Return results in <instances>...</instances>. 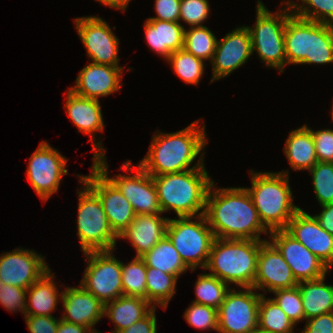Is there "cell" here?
<instances>
[{
	"label": "cell",
	"mask_w": 333,
	"mask_h": 333,
	"mask_svg": "<svg viewBox=\"0 0 333 333\" xmlns=\"http://www.w3.org/2000/svg\"><path fill=\"white\" fill-rule=\"evenodd\" d=\"M214 183L207 194L204 215L215 238L263 240L260 234H270L246 188L216 189Z\"/></svg>",
	"instance_id": "6da1fadb"
},
{
	"label": "cell",
	"mask_w": 333,
	"mask_h": 333,
	"mask_svg": "<svg viewBox=\"0 0 333 333\" xmlns=\"http://www.w3.org/2000/svg\"><path fill=\"white\" fill-rule=\"evenodd\" d=\"M199 121L174 133L155 132L148 153L138 164L151 176L205 168L203 158L206 152L203 151L208 140L205 124L200 127ZM201 153L197 163L190 168Z\"/></svg>",
	"instance_id": "7a4b0ae2"
},
{
	"label": "cell",
	"mask_w": 333,
	"mask_h": 333,
	"mask_svg": "<svg viewBox=\"0 0 333 333\" xmlns=\"http://www.w3.org/2000/svg\"><path fill=\"white\" fill-rule=\"evenodd\" d=\"M152 178L163 214L170 210L174 211L177 217H195L205 213L207 194L213 182L206 168Z\"/></svg>",
	"instance_id": "3957f363"
},
{
	"label": "cell",
	"mask_w": 333,
	"mask_h": 333,
	"mask_svg": "<svg viewBox=\"0 0 333 333\" xmlns=\"http://www.w3.org/2000/svg\"><path fill=\"white\" fill-rule=\"evenodd\" d=\"M251 170L249 192L263 225L271 232L286 229L289 221L300 209L293 203L289 185V171L254 172Z\"/></svg>",
	"instance_id": "277c9868"
},
{
	"label": "cell",
	"mask_w": 333,
	"mask_h": 333,
	"mask_svg": "<svg viewBox=\"0 0 333 333\" xmlns=\"http://www.w3.org/2000/svg\"><path fill=\"white\" fill-rule=\"evenodd\" d=\"M265 240L215 238L204 269L228 285L253 287L257 256Z\"/></svg>",
	"instance_id": "5b68a950"
},
{
	"label": "cell",
	"mask_w": 333,
	"mask_h": 333,
	"mask_svg": "<svg viewBox=\"0 0 333 333\" xmlns=\"http://www.w3.org/2000/svg\"><path fill=\"white\" fill-rule=\"evenodd\" d=\"M284 43L286 65L333 63V29L327 23L292 14L286 22Z\"/></svg>",
	"instance_id": "8992f818"
},
{
	"label": "cell",
	"mask_w": 333,
	"mask_h": 333,
	"mask_svg": "<svg viewBox=\"0 0 333 333\" xmlns=\"http://www.w3.org/2000/svg\"><path fill=\"white\" fill-rule=\"evenodd\" d=\"M256 6L255 25L246 26L251 37L252 52L256 51L266 67L275 68L283 73L286 66L284 33L292 10L285 7L271 13L260 0Z\"/></svg>",
	"instance_id": "52a82bcc"
},
{
	"label": "cell",
	"mask_w": 333,
	"mask_h": 333,
	"mask_svg": "<svg viewBox=\"0 0 333 333\" xmlns=\"http://www.w3.org/2000/svg\"><path fill=\"white\" fill-rule=\"evenodd\" d=\"M77 177L79 183L84 184L77 192L79 198L77 234L82 252L115 250L118 236L111 229L101 200L81 180V175L78 174Z\"/></svg>",
	"instance_id": "ba28073f"
},
{
	"label": "cell",
	"mask_w": 333,
	"mask_h": 333,
	"mask_svg": "<svg viewBox=\"0 0 333 333\" xmlns=\"http://www.w3.org/2000/svg\"><path fill=\"white\" fill-rule=\"evenodd\" d=\"M177 218H169L166 236L191 271L194 272L198 266L204 270L215 240L205 215Z\"/></svg>",
	"instance_id": "9c48e42d"
},
{
	"label": "cell",
	"mask_w": 333,
	"mask_h": 333,
	"mask_svg": "<svg viewBox=\"0 0 333 333\" xmlns=\"http://www.w3.org/2000/svg\"><path fill=\"white\" fill-rule=\"evenodd\" d=\"M93 164L118 188V190L129 200L136 215L138 214H162L159 205L157 190L153 178L139 164L134 166L132 160H126L120 170L131 172L135 169L133 175L108 176V164L106 156H97L93 158Z\"/></svg>",
	"instance_id": "30bf717a"
},
{
	"label": "cell",
	"mask_w": 333,
	"mask_h": 333,
	"mask_svg": "<svg viewBox=\"0 0 333 333\" xmlns=\"http://www.w3.org/2000/svg\"><path fill=\"white\" fill-rule=\"evenodd\" d=\"M109 251L83 253L87 267L80 285L104 305L123 296L121 261Z\"/></svg>",
	"instance_id": "8fae6325"
},
{
	"label": "cell",
	"mask_w": 333,
	"mask_h": 333,
	"mask_svg": "<svg viewBox=\"0 0 333 333\" xmlns=\"http://www.w3.org/2000/svg\"><path fill=\"white\" fill-rule=\"evenodd\" d=\"M240 289H230L218 309L219 333H252L258 330V307L262 294L253 287Z\"/></svg>",
	"instance_id": "7c38bea8"
},
{
	"label": "cell",
	"mask_w": 333,
	"mask_h": 333,
	"mask_svg": "<svg viewBox=\"0 0 333 333\" xmlns=\"http://www.w3.org/2000/svg\"><path fill=\"white\" fill-rule=\"evenodd\" d=\"M66 165V157L47 141H42L30 157L26 171L28 181L43 202L58 192L63 175L68 174Z\"/></svg>",
	"instance_id": "4fadbf2b"
},
{
	"label": "cell",
	"mask_w": 333,
	"mask_h": 333,
	"mask_svg": "<svg viewBox=\"0 0 333 333\" xmlns=\"http://www.w3.org/2000/svg\"><path fill=\"white\" fill-rule=\"evenodd\" d=\"M78 35L92 63L119 66V39L101 17L86 16L74 20Z\"/></svg>",
	"instance_id": "5bb4252c"
},
{
	"label": "cell",
	"mask_w": 333,
	"mask_h": 333,
	"mask_svg": "<svg viewBox=\"0 0 333 333\" xmlns=\"http://www.w3.org/2000/svg\"><path fill=\"white\" fill-rule=\"evenodd\" d=\"M81 180L98 195L112 231L120 236L136 215L129 200L94 164Z\"/></svg>",
	"instance_id": "9a60e30c"
},
{
	"label": "cell",
	"mask_w": 333,
	"mask_h": 333,
	"mask_svg": "<svg viewBox=\"0 0 333 333\" xmlns=\"http://www.w3.org/2000/svg\"><path fill=\"white\" fill-rule=\"evenodd\" d=\"M269 239L280 251L298 282L318 279L327 274L329 268L285 229L271 231Z\"/></svg>",
	"instance_id": "2e32d148"
},
{
	"label": "cell",
	"mask_w": 333,
	"mask_h": 333,
	"mask_svg": "<svg viewBox=\"0 0 333 333\" xmlns=\"http://www.w3.org/2000/svg\"><path fill=\"white\" fill-rule=\"evenodd\" d=\"M44 258L23 247L4 252L0 255V279L4 284L28 289L50 269Z\"/></svg>",
	"instance_id": "e0dca14e"
},
{
	"label": "cell",
	"mask_w": 333,
	"mask_h": 333,
	"mask_svg": "<svg viewBox=\"0 0 333 333\" xmlns=\"http://www.w3.org/2000/svg\"><path fill=\"white\" fill-rule=\"evenodd\" d=\"M252 54L251 37L246 26L237 27L227 33L222 39L217 40L215 53L210 63L213 69L210 83L229 76L245 64Z\"/></svg>",
	"instance_id": "ac0fdd59"
},
{
	"label": "cell",
	"mask_w": 333,
	"mask_h": 333,
	"mask_svg": "<svg viewBox=\"0 0 333 333\" xmlns=\"http://www.w3.org/2000/svg\"><path fill=\"white\" fill-rule=\"evenodd\" d=\"M297 285L298 281L280 251L271 241L265 240L257 256V273L253 288L273 292Z\"/></svg>",
	"instance_id": "d6986e66"
},
{
	"label": "cell",
	"mask_w": 333,
	"mask_h": 333,
	"mask_svg": "<svg viewBox=\"0 0 333 333\" xmlns=\"http://www.w3.org/2000/svg\"><path fill=\"white\" fill-rule=\"evenodd\" d=\"M285 230L315 254L329 269L333 266V235L320 226L314 215L300 208Z\"/></svg>",
	"instance_id": "ffe728a7"
},
{
	"label": "cell",
	"mask_w": 333,
	"mask_h": 333,
	"mask_svg": "<svg viewBox=\"0 0 333 333\" xmlns=\"http://www.w3.org/2000/svg\"><path fill=\"white\" fill-rule=\"evenodd\" d=\"M64 107L68 117L78 128V132H83L85 135L90 134L91 138L89 141L93 142V158L104 156L106 149L103 148L101 140L97 142L95 140V136L97 135L95 132H102L104 130V121L99 100L79 96L68 89Z\"/></svg>",
	"instance_id": "44dd1931"
},
{
	"label": "cell",
	"mask_w": 333,
	"mask_h": 333,
	"mask_svg": "<svg viewBox=\"0 0 333 333\" xmlns=\"http://www.w3.org/2000/svg\"><path fill=\"white\" fill-rule=\"evenodd\" d=\"M123 67L90 63L78 74L74 87L69 89L75 94L90 99L108 96L119 91Z\"/></svg>",
	"instance_id": "7402d4cb"
},
{
	"label": "cell",
	"mask_w": 333,
	"mask_h": 333,
	"mask_svg": "<svg viewBox=\"0 0 333 333\" xmlns=\"http://www.w3.org/2000/svg\"><path fill=\"white\" fill-rule=\"evenodd\" d=\"M62 320L89 328L98 333L94 326L104 316V304L80 284L78 287H66L62 295ZM94 328V329H93Z\"/></svg>",
	"instance_id": "603a6c76"
},
{
	"label": "cell",
	"mask_w": 333,
	"mask_h": 333,
	"mask_svg": "<svg viewBox=\"0 0 333 333\" xmlns=\"http://www.w3.org/2000/svg\"><path fill=\"white\" fill-rule=\"evenodd\" d=\"M162 214H138L118 236L130 241L136 250V257L143 256L166 236L169 218Z\"/></svg>",
	"instance_id": "cb8c5ba5"
},
{
	"label": "cell",
	"mask_w": 333,
	"mask_h": 333,
	"mask_svg": "<svg viewBox=\"0 0 333 333\" xmlns=\"http://www.w3.org/2000/svg\"><path fill=\"white\" fill-rule=\"evenodd\" d=\"M144 30L150 48L165 60L171 53L183 49L185 27L180 22L147 19Z\"/></svg>",
	"instance_id": "d4e9b609"
},
{
	"label": "cell",
	"mask_w": 333,
	"mask_h": 333,
	"mask_svg": "<svg viewBox=\"0 0 333 333\" xmlns=\"http://www.w3.org/2000/svg\"><path fill=\"white\" fill-rule=\"evenodd\" d=\"M54 278L49 269L27 289L26 315L52 316V311L56 310L59 303V297L61 299L63 295V291L59 294Z\"/></svg>",
	"instance_id": "484cf974"
},
{
	"label": "cell",
	"mask_w": 333,
	"mask_h": 333,
	"mask_svg": "<svg viewBox=\"0 0 333 333\" xmlns=\"http://www.w3.org/2000/svg\"><path fill=\"white\" fill-rule=\"evenodd\" d=\"M153 308L143 298L121 296L104 305V315L115 324L111 333H117L144 318Z\"/></svg>",
	"instance_id": "4316f807"
},
{
	"label": "cell",
	"mask_w": 333,
	"mask_h": 333,
	"mask_svg": "<svg viewBox=\"0 0 333 333\" xmlns=\"http://www.w3.org/2000/svg\"><path fill=\"white\" fill-rule=\"evenodd\" d=\"M283 149L294 170L309 171L318 162L313 135L306 124L289 133Z\"/></svg>",
	"instance_id": "83f0119b"
},
{
	"label": "cell",
	"mask_w": 333,
	"mask_h": 333,
	"mask_svg": "<svg viewBox=\"0 0 333 333\" xmlns=\"http://www.w3.org/2000/svg\"><path fill=\"white\" fill-rule=\"evenodd\" d=\"M325 277L298 282L305 320L333 312V285H326Z\"/></svg>",
	"instance_id": "f1b7e54d"
},
{
	"label": "cell",
	"mask_w": 333,
	"mask_h": 333,
	"mask_svg": "<svg viewBox=\"0 0 333 333\" xmlns=\"http://www.w3.org/2000/svg\"><path fill=\"white\" fill-rule=\"evenodd\" d=\"M141 258L144 260L146 267L159 269L165 273L176 275L178 278L182 273L184 274L187 270H190L167 236Z\"/></svg>",
	"instance_id": "f546056e"
},
{
	"label": "cell",
	"mask_w": 333,
	"mask_h": 333,
	"mask_svg": "<svg viewBox=\"0 0 333 333\" xmlns=\"http://www.w3.org/2000/svg\"><path fill=\"white\" fill-rule=\"evenodd\" d=\"M178 277L159 269L146 267V300L153 306L167 308L169 301L176 292Z\"/></svg>",
	"instance_id": "4dcf8cb0"
},
{
	"label": "cell",
	"mask_w": 333,
	"mask_h": 333,
	"mask_svg": "<svg viewBox=\"0 0 333 333\" xmlns=\"http://www.w3.org/2000/svg\"><path fill=\"white\" fill-rule=\"evenodd\" d=\"M296 325L274 299L261 295L258 307V331L263 333H294Z\"/></svg>",
	"instance_id": "1f68e13d"
},
{
	"label": "cell",
	"mask_w": 333,
	"mask_h": 333,
	"mask_svg": "<svg viewBox=\"0 0 333 333\" xmlns=\"http://www.w3.org/2000/svg\"><path fill=\"white\" fill-rule=\"evenodd\" d=\"M229 290V285L216 276L200 273L195 284L196 299L192 302L218 310Z\"/></svg>",
	"instance_id": "d6a6232c"
},
{
	"label": "cell",
	"mask_w": 333,
	"mask_h": 333,
	"mask_svg": "<svg viewBox=\"0 0 333 333\" xmlns=\"http://www.w3.org/2000/svg\"><path fill=\"white\" fill-rule=\"evenodd\" d=\"M189 28L185 29L183 49L197 58L211 62L217 44L216 36L204 25Z\"/></svg>",
	"instance_id": "836d02e7"
},
{
	"label": "cell",
	"mask_w": 333,
	"mask_h": 333,
	"mask_svg": "<svg viewBox=\"0 0 333 333\" xmlns=\"http://www.w3.org/2000/svg\"><path fill=\"white\" fill-rule=\"evenodd\" d=\"M178 75L187 84L198 85L204 74V60L195 57L184 49L177 50L166 59Z\"/></svg>",
	"instance_id": "e575fe53"
},
{
	"label": "cell",
	"mask_w": 333,
	"mask_h": 333,
	"mask_svg": "<svg viewBox=\"0 0 333 333\" xmlns=\"http://www.w3.org/2000/svg\"><path fill=\"white\" fill-rule=\"evenodd\" d=\"M123 296L146 300V265L141 257H134L130 263L121 262Z\"/></svg>",
	"instance_id": "d590c367"
},
{
	"label": "cell",
	"mask_w": 333,
	"mask_h": 333,
	"mask_svg": "<svg viewBox=\"0 0 333 333\" xmlns=\"http://www.w3.org/2000/svg\"><path fill=\"white\" fill-rule=\"evenodd\" d=\"M300 2L302 4L290 0L284 3L296 17L327 24L333 21V0H300Z\"/></svg>",
	"instance_id": "8d00e7d4"
},
{
	"label": "cell",
	"mask_w": 333,
	"mask_h": 333,
	"mask_svg": "<svg viewBox=\"0 0 333 333\" xmlns=\"http://www.w3.org/2000/svg\"><path fill=\"white\" fill-rule=\"evenodd\" d=\"M309 172L320 206L333 203V163L317 162Z\"/></svg>",
	"instance_id": "74e56055"
},
{
	"label": "cell",
	"mask_w": 333,
	"mask_h": 333,
	"mask_svg": "<svg viewBox=\"0 0 333 333\" xmlns=\"http://www.w3.org/2000/svg\"><path fill=\"white\" fill-rule=\"evenodd\" d=\"M272 293L276 296L272 299L277 302L280 308L294 322L295 325L299 323V321L305 319L301 293L298 285L293 288L277 289Z\"/></svg>",
	"instance_id": "f35d334b"
},
{
	"label": "cell",
	"mask_w": 333,
	"mask_h": 333,
	"mask_svg": "<svg viewBox=\"0 0 333 333\" xmlns=\"http://www.w3.org/2000/svg\"><path fill=\"white\" fill-rule=\"evenodd\" d=\"M191 304L183 314L186 322L196 329L218 332V310L204 304Z\"/></svg>",
	"instance_id": "ab89813d"
},
{
	"label": "cell",
	"mask_w": 333,
	"mask_h": 333,
	"mask_svg": "<svg viewBox=\"0 0 333 333\" xmlns=\"http://www.w3.org/2000/svg\"><path fill=\"white\" fill-rule=\"evenodd\" d=\"M209 13L208 0H181L179 22L184 21L190 27L203 26Z\"/></svg>",
	"instance_id": "60d3db41"
},
{
	"label": "cell",
	"mask_w": 333,
	"mask_h": 333,
	"mask_svg": "<svg viewBox=\"0 0 333 333\" xmlns=\"http://www.w3.org/2000/svg\"><path fill=\"white\" fill-rule=\"evenodd\" d=\"M27 289L4 284L0 279V304L7 310L26 316Z\"/></svg>",
	"instance_id": "b9f144b4"
},
{
	"label": "cell",
	"mask_w": 333,
	"mask_h": 333,
	"mask_svg": "<svg viewBox=\"0 0 333 333\" xmlns=\"http://www.w3.org/2000/svg\"><path fill=\"white\" fill-rule=\"evenodd\" d=\"M318 162L333 163V130L314 131L311 128Z\"/></svg>",
	"instance_id": "7bdbcfd3"
},
{
	"label": "cell",
	"mask_w": 333,
	"mask_h": 333,
	"mask_svg": "<svg viewBox=\"0 0 333 333\" xmlns=\"http://www.w3.org/2000/svg\"><path fill=\"white\" fill-rule=\"evenodd\" d=\"M59 321L60 318L53 316H25V322L30 333H56Z\"/></svg>",
	"instance_id": "ee69618b"
},
{
	"label": "cell",
	"mask_w": 333,
	"mask_h": 333,
	"mask_svg": "<svg viewBox=\"0 0 333 333\" xmlns=\"http://www.w3.org/2000/svg\"><path fill=\"white\" fill-rule=\"evenodd\" d=\"M154 3L157 17L148 19L179 22L181 0H155Z\"/></svg>",
	"instance_id": "f6af8a7d"
},
{
	"label": "cell",
	"mask_w": 333,
	"mask_h": 333,
	"mask_svg": "<svg viewBox=\"0 0 333 333\" xmlns=\"http://www.w3.org/2000/svg\"><path fill=\"white\" fill-rule=\"evenodd\" d=\"M301 333H333V312L306 320Z\"/></svg>",
	"instance_id": "bcb514c9"
},
{
	"label": "cell",
	"mask_w": 333,
	"mask_h": 333,
	"mask_svg": "<svg viewBox=\"0 0 333 333\" xmlns=\"http://www.w3.org/2000/svg\"><path fill=\"white\" fill-rule=\"evenodd\" d=\"M156 307H154L144 318L138 320L130 327L117 333H157Z\"/></svg>",
	"instance_id": "7dc6e473"
},
{
	"label": "cell",
	"mask_w": 333,
	"mask_h": 333,
	"mask_svg": "<svg viewBox=\"0 0 333 333\" xmlns=\"http://www.w3.org/2000/svg\"><path fill=\"white\" fill-rule=\"evenodd\" d=\"M321 213L314 215L320 226L330 235H333V203L321 206Z\"/></svg>",
	"instance_id": "c3c4849f"
},
{
	"label": "cell",
	"mask_w": 333,
	"mask_h": 333,
	"mask_svg": "<svg viewBox=\"0 0 333 333\" xmlns=\"http://www.w3.org/2000/svg\"><path fill=\"white\" fill-rule=\"evenodd\" d=\"M56 333H93V332L87 327L66 322L60 319Z\"/></svg>",
	"instance_id": "681fc988"
},
{
	"label": "cell",
	"mask_w": 333,
	"mask_h": 333,
	"mask_svg": "<svg viewBox=\"0 0 333 333\" xmlns=\"http://www.w3.org/2000/svg\"><path fill=\"white\" fill-rule=\"evenodd\" d=\"M109 8H115L121 11H126L131 0H96Z\"/></svg>",
	"instance_id": "f907efd6"
},
{
	"label": "cell",
	"mask_w": 333,
	"mask_h": 333,
	"mask_svg": "<svg viewBox=\"0 0 333 333\" xmlns=\"http://www.w3.org/2000/svg\"><path fill=\"white\" fill-rule=\"evenodd\" d=\"M331 116H332V120H333V104H332V110H331Z\"/></svg>",
	"instance_id": "816d5d0a"
},
{
	"label": "cell",
	"mask_w": 333,
	"mask_h": 333,
	"mask_svg": "<svg viewBox=\"0 0 333 333\" xmlns=\"http://www.w3.org/2000/svg\"><path fill=\"white\" fill-rule=\"evenodd\" d=\"M329 25L333 29V21Z\"/></svg>",
	"instance_id": "f5cc1de1"
},
{
	"label": "cell",
	"mask_w": 333,
	"mask_h": 333,
	"mask_svg": "<svg viewBox=\"0 0 333 333\" xmlns=\"http://www.w3.org/2000/svg\"><path fill=\"white\" fill-rule=\"evenodd\" d=\"M252 333H263V332H260V331H258V330H257V331H255V332H252Z\"/></svg>",
	"instance_id": "db71d44e"
}]
</instances>
